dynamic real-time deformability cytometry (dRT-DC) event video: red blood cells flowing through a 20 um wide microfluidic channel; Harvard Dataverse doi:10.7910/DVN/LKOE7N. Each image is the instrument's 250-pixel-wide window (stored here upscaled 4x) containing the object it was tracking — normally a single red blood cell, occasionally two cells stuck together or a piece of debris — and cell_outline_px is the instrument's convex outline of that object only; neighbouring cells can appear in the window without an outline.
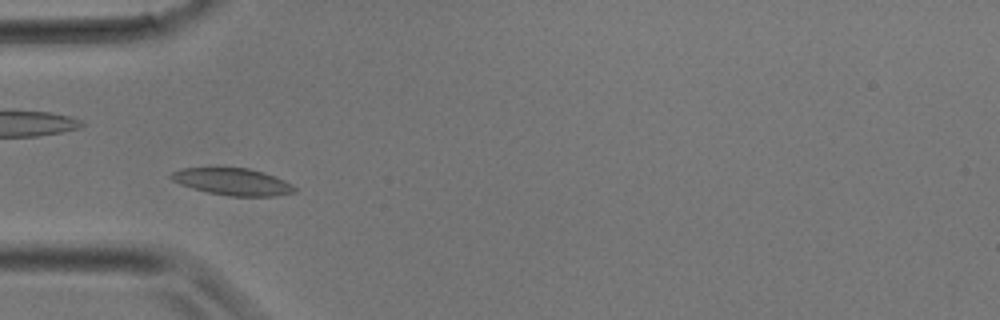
{"species": "common noctule bat (a hibernating species)", "species_latin": "Nyctalus noctula", "temperature_condition": "room temperature", "stored_images_in_passage": 26, "camera_frame_rate_fps": 3000, "um_per_image_px": 0.085, "animal": {"sex": "male", "body_mass_g": 17.9}, "frame": {"image": 1, "passage_image": 8, "time_ms": 2.333, "image_size_px": [1000, 320], "cell_outline_px": [[296, 192], [276, 196], [228, 196], [208, 192], [192, 188], [180, 184], [172, 180], [168, 176], [172, 172], [180, 168], [248, 168], [264, 172], [276, 176], [292, 184], [296, 188]], "centroid_in_image_um": [19.78, 15.45], "position_along_channel_um": 65.2, "area_um2": 19.48}}
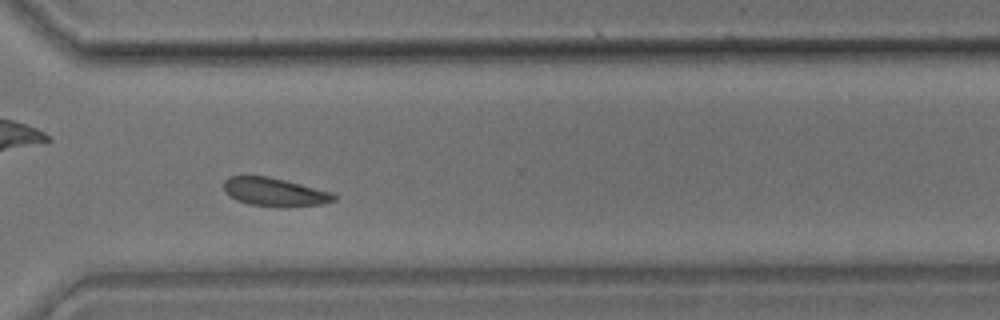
{"frame": {"image": 2, "passage_image": 22, "time_ms": 7.0, "image_size_px": [1000, 320], "cell_outline_px": [[336, 200], [320, 204], [248, 204], [236, 200], [224, 192], [224, 180], [228, 176], [268, 176], [332, 192], [336, 196]], "centroid_in_image_um": [23.27, 16.27], "position_along_channel_um": 347.3, "area_um2": 17.28}}